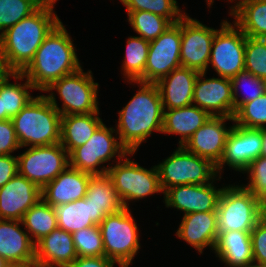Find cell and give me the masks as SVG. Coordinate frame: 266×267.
<instances>
[{"label":"cell","instance_id":"7dc6e473","mask_svg":"<svg viewBox=\"0 0 266 267\" xmlns=\"http://www.w3.org/2000/svg\"><path fill=\"white\" fill-rule=\"evenodd\" d=\"M262 136L261 156L266 157V126L259 128Z\"/></svg>","mask_w":266,"mask_h":267},{"label":"cell","instance_id":"7a4b0ae2","mask_svg":"<svg viewBox=\"0 0 266 267\" xmlns=\"http://www.w3.org/2000/svg\"><path fill=\"white\" fill-rule=\"evenodd\" d=\"M58 0H46L34 13L0 35L10 69L22 73L33 61L44 39L61 22L55 10Z\"/></svg>","mask_w":266,"mask_h":267},{"label":"cell","instance_id":"8fae6325","mask_svg":"<svg viewBox=\"0 0 266 267\" xmlns=\"http://www.w3.org/2000/svg\"><path fill=\"white\" fill-rule=\"evenodd\" d=\"M246 35L229 18L221 20L211 46L209 64L219 77L233 78L245 70Z\"/></svg>","mask_w":266,"mask_h":267},{"label":"cell","instance_id":"4fadbf2b","mask_svg":"<svg viewBox=\"0 0 266 267\" xmlns=\"http://www.w3.org/2000/svg\"><path fill=\"white\" fill-rule=\"evenodd\" d=\"M180 50L181 20L150 41L144 74L137 81L157 83L172 70L181 67Z\"/></svg>","mask_w":266,"mask_h":267},{"label":"cell","instance_id":"74e56055","mask_svg":"<svg viewBox=\"0 0 266 267\" xmlns=\"http://www.w3.org/2000/svg\"><path fill=\"white\" fill-rule=\"evenodd\" d=\"M72 238L78 257L105 256L102 235L98 225L78 230L72 233Z\"/></svg>","mask_w":266,"mask_h":267},{"label":"cell","instance_id":"9a60e30c","mask_svg":"<svg viewBox=\"0 0 266 267\" xmlns=\"http://www.w3.org/2000/svg\"><path fill=\"white\" fill-rule=\"evenodd\" d=\"M221 179L222 176L218 175L209 184H185L170 187L163 192V203L166 208L177 209L180 214L182 211L183 215L216 211L220 194L225 185L223 183L219 188V186H215V183Z\"/></svg>","mask_w":266,"mask_h":267},{"label":"cell","instance_id":"ee69618b","mask_svg":"<svg viewBox=\"0 0 266 267\" xmlns=\"http://www.w3.org/2000/svg\"><path fill=\"white\" fill-rule=\"evenodd\" d=\"M18 173L17 155L0 156V188Z\"/></svg>","mask_w":266,"mask_h":267},{"label":"cell","instance_id":"11a10c76","mask_svg":"<svg viewBox=\"0 0 266 267\" xmlns=\"http://www.w3.org/2000/svg\"><path fill=\"white\" fill-rule=\"evenodd\" d=\"M263 203H264V210H265V214H266V200Z\"/></svg>","mask_w":266,"mask_h":267},{"label":"cell","instance_id":"5b68a950","mask_svg":"<svg viewBox=\"0 0 266 267\" xmlns=\"http://www.w3.org/2000/svg\"><path fill=\"white\" fill-rule=\"evenodd\" d=\"M93 74L92 70L84 72L81 67L78 71L52 82L42 92L48 94L44 96L61 116L100 112L98 100L100 87L98 82H94ZM57 98L61 100V106Z\"/></svg>","mask_w":266,"mask_h":267},{"label":"cell","instance_id":"d6a6232c","mask_svg":"<svg viewBox=\"0 0 266 267\" xmlns=\"http://www.w3.org/2000/svg\"><path fill=\"white\" fill-rule=\"evenodd\" d=\"M126 40L125 55L121 64L122 78L126 81H137L144 74L150 41L131 35Z\"/></svg>","mask_w":266,"mask_h":267},{"label":"cell","instance_id":"c3c4849f","mask_svg":"<svg viewBox=\"0 0 266 267\" xmlns=\"http://www.w3.org/2000/svg\"><path fill=\"white\" fill-rule=\"evenodd\" d=\"M7 267H37L35 263L8 264Z\"/></svg>","mask_w":266,"mask_h":267},{"label":"cell","instance_id":"bcb514c9","mask_svg":"<svg viewBox=\"0 0 266 267\" xmlns=\"http://www.w3.org/2000/svg\"><path fill=\"white\" fill-rule=\"evenodd\" d=\"M14 72L10 69L7 64L5 53L3 51L2 43L0 40V84L5 81Z\"/></svg>","mask_w":266,"mask_h":267},{"label":"cell","instance_id":"f546056e","mask_svg":"<svg viewBox=\"0 0 266 267\" xmlns=\"http://www.w3.org/2000/svg\"><path fill=\"white\" fill-rule=\"evenodd\" d=\"M11 78L14 79V83L10 82ZM34 90L36 89L31 82L18 72L13 73L0 84V97L3 111H6V120L16 116L35 97L31 93Z\"/></svg>","mask_w":266,"mask_h":267},{"label":"cell","instance_id":"8992f818","mask_svg":"<svg viewBox=\"0 0 266 267\" xmlns=\"http://www.w3.org/2000/svg\"><path fill=\"white\" fill-rule=\"evenodd\" d=\"M218 234L227 231L251 233L265 216L264 203L240 183L225 184L216 210Z\"/></svg>","mask_w":266,"mask_h":267},{"label":"cell","instance_id":"1f68e13d","mask_svg":"<svg viewBox=\"0 0 266 267\" xmlns=\"http://www.w3.org/2000/svg\"><path fill=\"white\" fill-rule=\"evenodd\" d=\"M86 197L94 207L103 209L107 214H114L124 208L112 179L107 174L94 175L90 178Z\"/></svg>","mask_w":266,"mask_h":267},{"label":"cell","instance_id":"ba28073f","mask_svg":"<svg viewBox=\"0 0 266 267\" xmlns=\"http://www.w3.org/2000/svg\"><path fill=\"white\" fill-rule=\"evenodd\" d=\"M136 152H127L107 172L112 179L123 207L155 194H163L156 166L147 169L131 159Z\"/></svg>","mask_w":266,"mask_h":267},{"label":"cell","instance_id":"60d3db41","mask_svg":"<svg viewBox=\"0 0 266 267\" xmlns=\"http://www.w3.org/2000/svg\"><path fill=\"white\" fill-rule=\"evenodd\" d=\"M242 174H247L246 179L249 181L241 185L264 202L266 200V157L259 156L253 160Z\"/></svg>","mask_w":266,"mask_h":267},{"label":"cell","instance_id":"ffe728a7","mask_svg":"<svg viewBox=\"0 0 266 267\" xmlns=\"http://www.w3.org/2000/svg\"><path fill=\"white\" fill-rule=\"evenodd\" d=\"M175 234L200 255L208 247L213 252L218 238L216 211L182 215L181 223Z\"/></svg>","mask_w":266,"mask_h":267},{"label":"cell","instance_id":"3957f363","mask_svg":"<svg viewBox=\"0 0 266 267\" xmlns=\"http://www.w3.org/2000/svg\"><path fill=\"white\" fill-rule=\"evenodd\" d=\"M61 21L37 49L33 61L22 72L40 93L52 82L82 67L77 48Z\"/></svg>","mask_w":266,"mask_h":267},{"label":"cell","instance_id":"d6986e66","mask_svg":"<svg viewBox=\"0 0 266 267\" xmlns=\"http://www.w3.org/2000/svg\"><path fill=\"white\" fill-rule=\"evenodd\" d=\"M41 189L17 173L0 188V219L22 220L41 198Z\"/></svg>","mask_w":266,"mask_h":267},{"label":"cell","instance_id":"44dd1931","mask_svg":"<svg viewBox=\"0 0 266 267\" xmlns=\"http://www.w3.org/2000/svg\"><path fill=\"white\" fill-rule=\"evenodd\" d=\"M0 256L9 264L35 263V243L22 221L0 219Z\"/></svg>","mask_w":266,"mask_h":267},{"label":"cell","instance_id":"5bb4252c","mask_svg":"<svg viewBox=\"0 0 266 267\" xmlns=\"http://www.w3.org/2000/svg\"><path fill=\"white\" fill-rule=\"evenodd\" d=\"M217 30L190 17L188 13L181 19V67L199 73L210 70L211 46Z\"/></svg>","mask_w":266,"mask_h":267},{"label":"cell","instance_id":"836d02e7","mask_svg":"<svg viewBox=\"0 0 266 267\" xmlns=\"http://www.w3.org/2000/svg\"><path fill=\"white\" fill-rule=\"evenodd\" d=\"M127 21L137 36L145 40H155L172 23L163 16L147 11L126 12Z\"/></svg>","mask_w":266,"mask_h":267},{"label":"cell","instance_id":"ac0fdd59","mask_svg":"<svg viewBox=\"0 0 266 267\" xmlns=\"http://www.w3.org/2000/svg\"><path fill=\"white\" fill-rule=\"evenodd\" d=\"M227 121L234 123L233 117L211 116L183 147L217 166L223 157L226 139L233 127V124L230 125Z\"/></svg>","mask_w":266,"mask_h":267},{"label":"cell","instance_id":"db71d44e","mask_svg":"<svg viewBox=\"0 0 266 267\" xmlns=\"http://www.w3.org/2000/svg\"><path fill=\"white\" fill-rule=\"evenodd\" d=\"M252 0H233V3H244V2H249Z\"/></svg>","mask_w":266,"mask_h":267},{"label":"cell","instance_id":"b9f144b4","mask_svg":"<svg viewBox=\"0 0 266 267\" xmlns=\"http://www.w3.org/2000/svg\"><path fill=\"white\" fill-rule=\"evenodd\" d=\"M253 261L266 265V214L251 233Z\"/></svg>","mask_w":266,"mask_h":267},{"label":"cell","instance_id":"cb8c5ba5","mask_svg":"<svg viewBox=\"0 0 266 267\" xmlns=\"http://www.w3.org/2000/svg\"><path fill=\"white\" fill-rule=\"evenodd\" d=\"M198 74L195 70L179 67L156 83L164 110L193 104L194 84Z\"/></svg>","mask_w":266,"mask_h":267},{"label":"cell","instance_id":"7c38bea8","mask_svg":"<svg viewBox=\"0 0 266 267\" xmlns=\"http://www.w3.org/2000/svg\"><path fill=\"white\" fill-rule=\"evenodd\" d=\"M26 148L17 155L18 173L41 190L69 166L68 153L60 143Z\"/></svg>","mask_w":266,"mask_h":267},{"label":"cell","instance_id":"d590c367","mask_svg":"<svg viewBox=\"0 0 266 267\" xmlns=\"http://www.w3.org/2000/svg\"><path fill=\"white\" fill-rule=\"evenodd\" d=\"M126 12L147 11L167 18L172 24L178 23L187 13L177 0H122Z\"/></svg>","mask_w":266,"mask_h":267},{"label":"cell","instance_id":"2e32d148","mask_svg":"<svg viewBox=\"0 0 266 267\" xmlns=\"http://www.w3.org/2000/svg\"><path fill=\"white\" fill-rule=\"evenodd\" d=\"M262 145L260 129L240 127L233 123L223 157L216 166L217 174L222 176L227 166L231 171L243 173L253 160L261 156Z\"/></svg>","mask_w":266,"mask_h":267},{"label":"cell","instance_id":"52a82bcc","mask_svg":"<svg viewBox=\"0 0 266 267\" xmlns=\"http://www.w3.org/2000/svg\"><path fill=\"white\" fill-rule=\"evenodd\" d=\"M127 152L120 144L115 127L103 122L84 145L68 154L69 166L93 176L105 175Z\"/></svg>","mask_w":266,"mask_h":267},{"label":"cell","instance_id":"f6af8a7d","mask_svg":"<svg viewBox=\"0 0 266 267\" xmlns=\"http://www.w3.org/2000/svg\"><path fill=\"white\" fill-rule=\"evenodd\" d=\"M118 266L106 256L77 257L69 267H114Z\"/></svg>","mask_w":266,"mask_h":267},{"label":"cell","instance_id":"484cf974","mask_svg":"<svg viewBox=\"0 0 266 267\" xmlns=\"http://www.w3.org/2000/svg\"><path fill=\"white\" fill-rule=\"evenodd\" d=\"M210 117L208 112L193 104L164 110L162 133L164 135H179L177 145L183 146Z\"/></svg>","mask_w":266,"mask_h":267},{"label":"cell","instance_id":"d4e9b609","mask_svg":"<svg viewBox=\"0 0 266 267\" xmlns=\"http://www.w3.org/2000/svg\"><path fill=\"white\" fill-rule=\"evenodd\" d=\"M58 228L74 233L83 228L100 225L108 215L103 209L94 207L85 196L74 202L54 207Z\"/></svg>","mask_w":266,"mask_h":267},{"label":"cell","instance_id":"83f0119b","mask_svg":"<svg viewBox=\"0 0 266 267\" xmlns=\"http://www.w3.org/2000/svg\"><path fill=\"white\" fill-rule=\"evenodd\" d=\"M100 112L61 116L60 144L69 154L74 148L84 145L103 123Z\"/></svg>","mask_w":266,"mask_h":267},{"label":"cell","instance_id":"7bdbcfd3","mask_svg":"<svg viewBox=\"0 0 266 267\" xmlns=\"http://www.w3.org/2000/svg\"><path fill=\"white\" fill-rule=\"evenodd\" d=\"M22 149L17 139L12 119L0 120V156L14 155Z\"/></svg>","mask_w":266,"mask_h":267},{"label":"cell","instance_id":"e575fe53","mask_svg":"<svg viewBox=\"0 0 266 267\" xmlns=\"http://www.w3.org/2000/svg\"><path fill=\"white\" fill-rule=\"evenodd\" d=\"M230 80L234 99V114L243 104L258 98L266 92L264 79L245 70L239 72Z\"/></svg>","mask_w":266,"mask_h":267},{"label":"cell","instance_id":"7402d4cb","mask_svg":"<svg viewBox=\"0 0 266 267\" xmlns=\"http://www.w3.org/2000/svg\"><path fill=\"white\" fill-rule=\"evenodd\" d=\"M92 176L68 166L41 190L42 199L53 207L82 199Z\"/></svg>","mask_w":266,"mask_h":267},{"label":"cell","instance_id":"4dcf8cb0","mask_svg":"<svg viewBox=\"0 0 266 267\" xmlns=\"http://www.w3.org/2000/svg\"><path fill=\"white\" fill-rule=\"evenodd\" d=\"M21 221L35 244L58 228L54 207L42 198L24 214Z\"/></svg>","mask_w":266,"mask_h":267},{"label":"cell","instance_id":"f1b7e54d","mask_svg":"<svg viewBox=\"0 0 266 267\" xmlns=\"http://www.w3.org/2000/svg\"><path fill=\"white\" fill-rule=\"evenodd\" d=\"M228 16L246 36L261 37L266 35V0H252L233 3L229 6Z\"/></svg>","mask_w":266,"mask_h":267},{"label":"cell","instance_id":"816d5d0a","mask_svg":"<svg viewBox=\"0 0 266 267\" xmlns=\"http://www.w3.org/2000/svg\"><path fill=\"white\" fill-rule=\"evenodd\" d=\"M214 1L215 0H205V2H207V3H205V4H207V7L209 8V10L211 9V8H213L212 7V5H214ZM226 1H228V3H233V0H226Z\"/></svg>","mask_w":266,"mask_h":267},{"label":"cell","instance_id":"30bf717a","mask_svg":"<svg viewBox=\"0 0 266 267\" xmlns=\"http://www.w3.org/2000/svg\"><path fill=\"white\" fill-rule=\"evenodd\" d=\"M155 166L163 192L176 185L209 184L218 176L215 165L183 146L176 147L171 155Z\"/></svg>","mask_w":266,"mask_h":267},{"label":"cell","instance_id":"f35d334b","mask_svg":"<svg viewBox=\"0 0 266 267\" xmlns=\"http://www.w3.org/2000/svg\"><path fill=\"white\" fill-rule=\"evenodd\" d=\"M234 124L259 129L266 126V92L243 104L234 114Z\"/></svg>","mask_w":266,"mask_h":267},{"label":"cell","instance_id":"9c48e42d","mask_svg":"<svg viewBox=\"0 0 266 267\" xmlns=\"http://www.w3.org/2000/svg\"><path fill=\"white\" fill-rule=\"evenodd\" d=\"M130 208L108 214L99 225L105 256L119 267H131L141 247L137 221Z\"/></svg>","mask_w":266,"mask_h":267},{"label":"cell","instance_id":"e0dca14e","mask_svg":"<svg viewBox=\"0 0 266 267\" xmlns=\"http://www.w3.org/2000/svg\"><path fill=\"white\" fill-rule=\"evenodd\" d=\"M199 73L193 91V105L205 110L211 116L234 117V99L229 78L207 77Z\"/></svg>","mask_w":266,"mask_h":267},{"label":"cell","instance_id":"4316f807","mask_svg":"<svg viewBox=\"0 0 266 267\" xmlns=\"http://www.w3.org/2000/svg\"><path fill=\"white\" fill-rule=\"evenodd\" d=\"M214 254L224 267H237L253 261L250 233L227 231L218 234Z\"/></svg>","mask_w":266,"mask_h":267},{"label":"cell","instance_id":"277c9868","mask_svg":"<svg viewBox=\"0 0 266 267\" xmlns=\"http://www.w3.org/2000/svg\"><path fill=\"white\" fill-rule=\"evenodd\" d=\"M12 121L21 148L60 143L61 114L42 93L37 94Z\"/></svg>","mask_w":266,"mask_h":267},{"label":"cell","instance_id":"6da1fadb","mask_svg":"<svg viewBox=\"0 0 266 267\" xmlns=\"http://www.w3.org/2000/svg\"><path fill=\"white\" fill-rule=\"evenodd\" d=\"M124 82L139 89L117 113L115 131L128 152H137L155 132L162 134L164 109L156 83Z\"/></svg>","mask_w":266,"mask_h":267},{"label":"cell","instance_id":"8d00e7d4","mask_svg":"<svg viewBox=\"0 0 266 267\" xmlns=\"http://www.w3.org/2000/svg\"><path fill=\"white\" fill-rule=\"evenodd\" d=\"M46 0H0V35L34 13Z\"/></svg>","mask_w":266,"mask_h":267},{"label":"cell","instance_id":"603a6c76","mask_svg":"<svg viewBox=\"0 0 266 267\" xmlns=\"http://www.w3.org/2000/svg\"><path fill=\"white\" fill-rule=\"evenodd\" d=\"M77 257L72 234L60 228L35 244L37 267H69Z\"/></svg>","mask_w":266,"mask_h":267},{"label":"cell","instance_id":"ab89813d","mask_svg":"<svg viewBox=\"0 0 266 267\" xmlns=\"http://www.w3.org/2000/svg\"><path fill=\"white\" fill-rule=\"evenodd\" d=\"M244 63L245 71L266 78V42L263 38L246 36Z\"/></svg>","mask_w":266,"mask_h":267},{"label":"cell","instance_id":"f5cc1de1","mask_svg":"<svg viewBox=\"0 0 266 267\" xmlns=\"http://www.w3.org/2000/svg\"><path fill=\"white\" fill-rule=\"evenodd\" d=\"M9 263L0 256V267H7Z\"/></svg>","mask_w":266,"mask_h":267},{"label":"cell","instance_id":"f907efd6","mask_svg":"<svg viewBox=\"0 0 266 267\" xmlns=\"http://www.w3.org/2000/svg\"><path fill=\"white\" fill-rule=\"evenodd\" d=\"M0 120H6V111H3V104L1 97H0Z\"/></svg>","mask_w":266,"mask_h":267},{"label":"cell","instance_id":"681fc988","mask_svg":"<svg viewBox=\"0 0 266 267\" xmlns=\"http://www.w3.org/2000/svg\"><path fill=\"white\" fill-rule=\"evenodd\" d=\"M237 267H266V265L265 264H259L257 262L252 261V262H250L248 264H245V265H242V266H237Z\"/></svg>","mask_w":266,"mask_h":267}]
</instances>
